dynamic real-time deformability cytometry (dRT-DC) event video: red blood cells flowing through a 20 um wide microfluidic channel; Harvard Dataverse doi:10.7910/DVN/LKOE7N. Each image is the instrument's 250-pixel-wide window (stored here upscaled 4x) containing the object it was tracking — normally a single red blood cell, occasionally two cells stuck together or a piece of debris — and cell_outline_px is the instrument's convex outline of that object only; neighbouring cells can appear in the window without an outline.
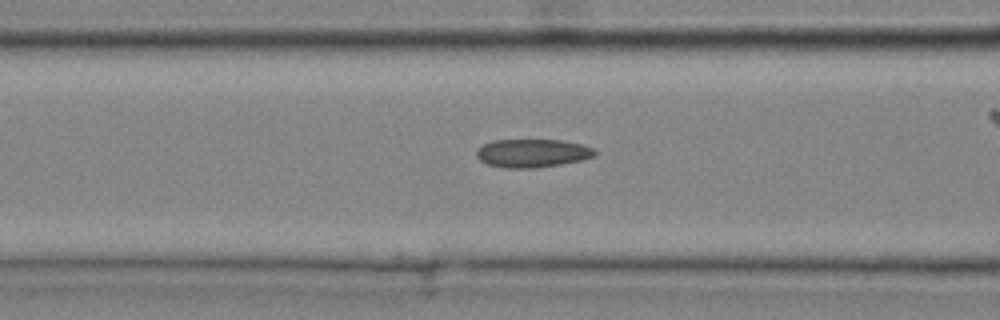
{"species": "common noctule bat (a hibernating species)", "species_latin": "Nyctalus noctula", "temperature_condition": "cold", "stored_images_in_passage": 24, "camera_frame_rate_fps": 3000, "um_per_image_px": 0.085, "animal": {"sex": "male", "body_mass_g": 20.4}, "frame": {"image": 1, "passage_image": 6, "time_ms": 1.667, "image_size_px": [1000, 320], "cell_outline_px": [[596, 156], [580, 160], [560, 164], [536, 168], [504, 168], [488, 164], [480, 160], [476, 156], [476, 152], [484, 144], [492, 140], [560, 140], [580, 144], [592, 148], [596, 152]], "centroid_in_image_um": [45.24, 13.02], "position_along_channel_um": 121.4, "area_um2": 19.36}}
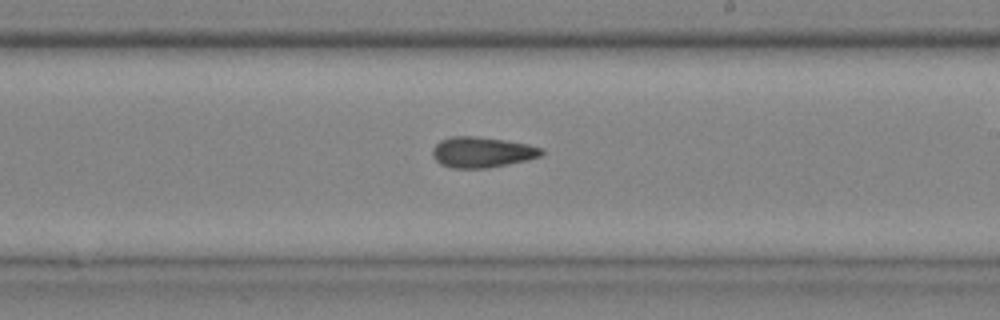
{"frame": {"image": 2, "passage_image": 14, "time_ms": 4.333, "image_size_px": [1000, 320], "cell_outline_px": [[544, 152], [540, 156], [524, 160], [488, 168], [452, 168], [440, 164], [432, 156], [432, 148], [440, 140], [452, 136], [476, 136], [504, 140], [528, 144], [544, 148]], "centroid_in_image_um": [40.94, 12.93], "position_along_channel_um": 248.1, "area_um2": 19.42}}
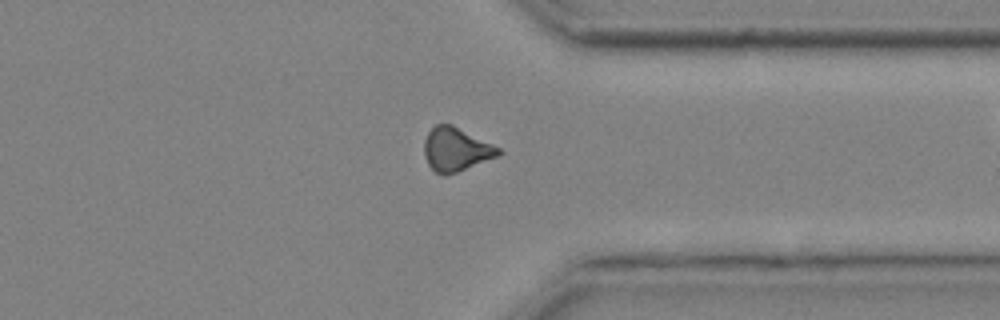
{"frame": {"image": 3, "passage_image": 22, "time_ms": 7.0, "image_size_px": [1000, 320], "cell_outline_px": [[504, 152], [500, 156], [456, 172], [444, 176], [436, 172], [428, 164], [424, 152], [424, 140], [428, 132], [436, 124], [452, 124], [500, 148]], "centroid_in_image_um": [38.78, 12.7], "position_along_channel_um": 372.6, "area_um2": 18.84}}